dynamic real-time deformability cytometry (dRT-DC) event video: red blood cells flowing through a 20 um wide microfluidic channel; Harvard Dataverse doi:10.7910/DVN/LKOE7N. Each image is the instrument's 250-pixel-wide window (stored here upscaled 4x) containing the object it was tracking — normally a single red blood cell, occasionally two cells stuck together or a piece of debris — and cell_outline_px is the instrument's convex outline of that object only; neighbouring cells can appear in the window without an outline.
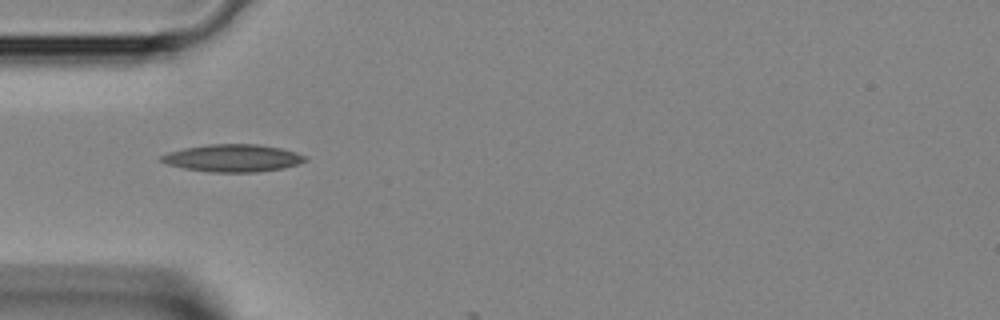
{"species": "Egyptian fruit bat (a non-hibernating species)", "species_latin": "Rousettus aegyptiacus", "temperature_condition": "room temperature", "stored_images_in_passage": 1, "camera_frame_rate_fps": 3000, "um_per_image_px": 0.085, "animal": {"sex": "female"}, "frame": {"image": 1, "passage_image": 1, "time_ms": 0.0, "image_size_px": [1000, 320], "cell_outline_px": [[308, 160], [284, 168], [256, 172], [208, 172], [184, 168], [168, 164], [160, 160], [160, 156], [168, 152], [184, 148], [208, 144], [260, 144], [280, 148], [296, 152], [308, 156]], "centroid_in_image_um": [19.81, 13.43], "position_along_channel_um": 65.2, "area_um2": 23.06}}